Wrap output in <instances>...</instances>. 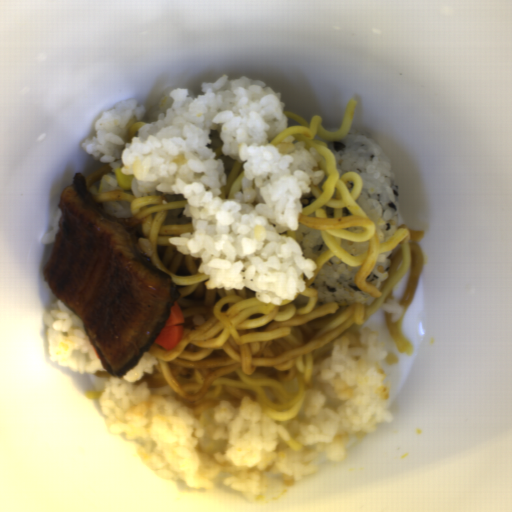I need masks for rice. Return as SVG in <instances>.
Returning <instances> with one entry per match:
<instances>
[{
    "mask_svg": "<svg viewBox=\"0 0 512 512\" xmlns=\"http://www.w3.org/2000/svg\"><path fill=\"white\" fill-rule=\"evenodd\" d=\"M200 94L175 87L146 110L130 99L103 112L95 135L81 149L111 172L91 185V195L121 189L116 168L133 175L135 197L180 194L192 230L168 237L185 256L198 258V272L209 289L249 288L262 303L281 305L305 291L315 259L305 257L296 239L302 198L320 185L314 171L321 155L288 136L271 142L288 127L280 93L261 80L222 75L202 82ZM146 124L128 140L135 121ZM244 168L242 190L220 199V188L234 161Z\"/></svg>",
    "mask_w": 512,
    "mask_h": 512,
    "instance_id": "rice-1",
    "label": "rice"
},
{
    "mask_svg": "<svg viewBox=\"0 0 512 512\" xmlns=\"http://www.w3.org/2000/svg\"><path fill=\"white\" fill-rule=\"evenodd\" d=\"M377 329L345 333L313 363L312 385L291 419H273L258 402L220 401L194 414L168 386L137 382L159 362L147 350L122 376L108 377L98 397L110 433L134 443L148 469L203 490L228 488L250 500L265 493L268 475L286 484L315 474L316 462H341L344 442L392 422L393 392L383 364L399 362Z\"/></svg>",
    "mask_w": 512,
    "mask_h": 512,
    "instance_id": "rice-2",
    "label": "rice"
},
{
    "mask_svg": "<svg viewBox=\"0 0 512 512\" xmlns=\"http://www.w3.org/2000/svg\"><path fill=\"white\" fill-rule=\"evenodd\" d=\"M327 148L339 175L354 171L361 178L356 204L373 222L379 243L387 242L405 222L399 184L387 156L374 139L356 129L329 142Z\"/></svg>",
    "mask_w": 512,
    "mask_h": 512,
    "instance_id": "rice-3",
    "label": "rice"
},
{
    "mask_svg": "<svg viewBox=\"0 0 512 512\" xmlns=\"http://www.w3.org/2000/svg\"><path fill=\"white\" fill-rule=\"evenodd\" d=\"M50 361L70 372L107 371L92 347L79 317L59 298L44 315Z\"/></svg>",
    "mask_w": 512,
    "mask_h": 512,
    "instance_id": "rice-4",
    "label": "rice"
},
{
    "mask_svg": "<svg viewBox=\"0 0 512 512\" xmlns=\"http://www.w3.org/2000/svg\"><path fill=\"white\" fill-rule=\"evenodd\" d=\"M358 271L359 267L346 264L337 256L327 260L313 281L320 300L339 306L370 304L372 296L356 285Z\"/></svg>",
    "mask_w": 512,
    "mask_h": 512,
    "instance_id": "rice-5",
    "label": "rice"
},
{
    "mask_svg": "<svg viewBox=\"0 0 512 512\" xmlns=\"http://www.w3.org/2000/svg\"><path fill=\"white\" fill-rule=\"evenodd\" d=\"M283 234L294 238L304 257L311 260H316L328 248L319 230L308 228L302 223L295 231L287 230Z\"/></svg>",
    "mask_w": 512,
    "mask_h": 512,
    "instance_id": "rice-6",
    "label": "rice"
},
{
    "mask_svg": "<svg viewBox=\"0 0 512 512\" xmlns=\"http://www.w3.org/2000/svg\"><path fill=\"white\" fill-rule=\"evenodd\" d=\"M392 264L393 251L378 254L376 262L367 277V282L374 288H380L382 281L387 279Z\"/></svg>",
    "mask_w": 512,
    "mask_h": 512,
    "instance_id": "rice-7",
    "label": "rice"
},
{
    "mask_svg": "<svg viewBox=\"0 0 512 512\" xmlns=\"http://www.w3.org/2000/svg\"><path fill=\"white\" fill-rule=\"evenodd\" d=\"M101 209H103L106 213H108L111 217L115 218H125L130 217L132 215L131 207L128 201L126 200H116L109 202H101L97 203Z\"/></svg>",
    "mask_w": 512,
    "mask_h": 512,
    "instance_id": "rice-8",
    "label": "rice"
},
{
    "mask_svg": "<svg viewBox=\"0 0 512 512\" xmlns=\"http://www.w3.org/2000/svg\"><path fill=\"white\" fill-rule=\"evenodd\" d=\"M61 215H62V211H61V208L60 206L55 208L54 211H53V217H52V228L49 232H47L46 234L43 235V237L41 238L42 240V243L46 246V245H54V240H55V237L58 233V230H59V226H58V222L61 218Z\"/></svg>",
    "mask_w": 512,
    "mask_h": 512,
    "instance_id": "rice-9",
    "label": "rice"
},
{
    "mask_svg": "<svg viewBox=\"0 0 512 512\" xmlns=\"http://www.w3.org/2000/svg\"><path fill=\"white\" fill-rule=\"evenodd\" d=\"M340 247L353 256H359L368 250L367 241H346L340 239Z\"/></svg>",
    "mask_w": 512,
    "mask_h": 512,
    "instance_id": "rice-10",
    "label": "rice"
}]
</instances>
